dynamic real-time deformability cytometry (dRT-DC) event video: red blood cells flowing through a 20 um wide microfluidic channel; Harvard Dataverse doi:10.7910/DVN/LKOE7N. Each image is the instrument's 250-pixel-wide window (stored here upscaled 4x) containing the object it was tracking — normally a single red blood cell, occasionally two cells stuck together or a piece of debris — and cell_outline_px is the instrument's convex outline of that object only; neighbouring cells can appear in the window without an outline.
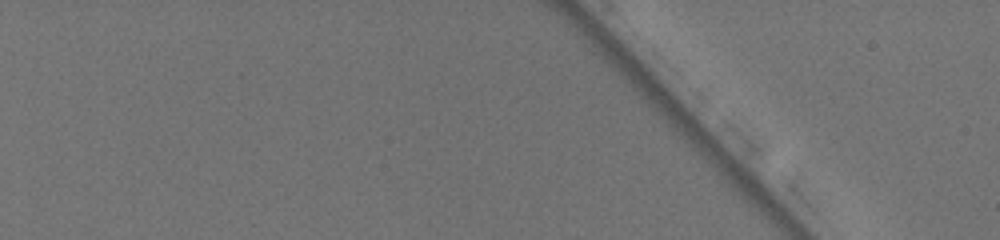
{"species": "common noctule bat (a hibernating species)", "species_latin": "Nyctalus noctula", "temperature_condition": "warm", "stored_images_in_passage": 2, "camera_frame_rate_fps": 3000, "um_per_image_px": 0.085, "animal": {"sex": "female", "body_mass_g": 19.5, "forearm_length_mm": 54.1}, "frame": {"image": 1, "passage_image": 1, "time_ms": 0.0, "image_size_px": [1000, 240], "cell_outline_px": [[940, 84], [928, 120], [920, 136], [916, 136], [908, 128], [892, 108], [916, 80], [932, 80]], "centroid_in_image_um": [77.96, 8.93], "position_along_channel_um": 7.0, "area_um2": 11.16}}